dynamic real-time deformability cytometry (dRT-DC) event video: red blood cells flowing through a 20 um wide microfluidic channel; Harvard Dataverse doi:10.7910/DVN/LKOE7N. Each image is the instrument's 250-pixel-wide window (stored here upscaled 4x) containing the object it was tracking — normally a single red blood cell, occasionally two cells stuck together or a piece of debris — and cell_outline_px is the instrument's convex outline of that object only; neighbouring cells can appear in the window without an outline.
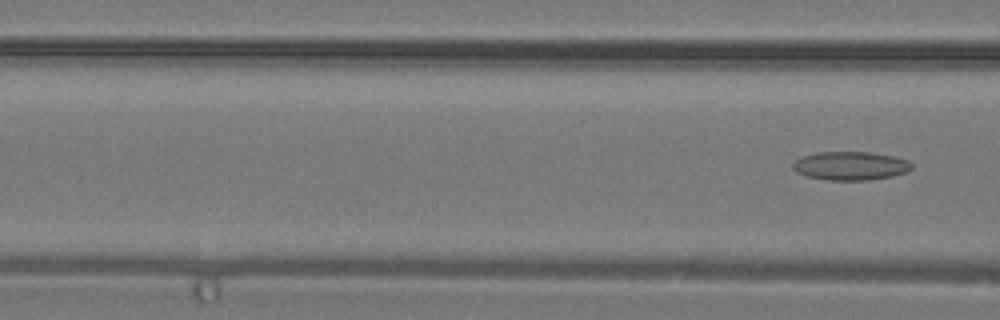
{"species": "common noctule bat (a hibernating species)", "species_latin": "Nyctalus noctula", "temperature_condition": "warm", "stored_images_in_passage": 3, "segment_of_instrument_passage": [2, 2], "camera_frame_rate_fps": 3000, "um_per_image_px": 0.085, "animal": {"sex": "male", "body_mass_g": 19.2, "forearm_length_mm": 51.8}, "frame": {"image": 1, "passage_image": 3, "time_ms": 0.667, "image_size_px": [1000, 320], "cell_outline_px": [[912, 168], [904, 172], [892, 176], [868, 180], [828, 180], [808, 176], [796, 172], [792, 168], [792, 164], [800, 156], [816, 152], [868, 152], [892, 156], [908, 160], [912, 164]], "centroid_in_image_um": [72.25, 14.09], "position_along_channel_um": 94.3, "area_um2": 19.71}}